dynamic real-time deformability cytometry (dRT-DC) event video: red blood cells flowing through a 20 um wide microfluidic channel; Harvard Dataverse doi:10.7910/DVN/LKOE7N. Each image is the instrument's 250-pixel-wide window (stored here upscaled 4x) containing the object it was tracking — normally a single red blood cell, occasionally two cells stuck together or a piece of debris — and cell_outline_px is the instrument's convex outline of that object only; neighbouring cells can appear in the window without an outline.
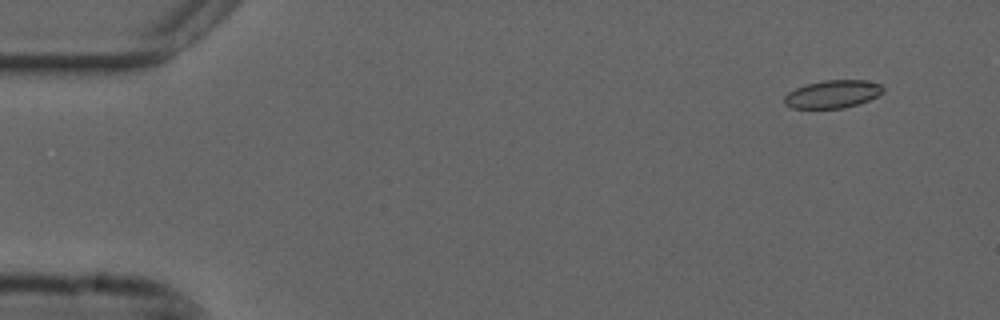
{"species": "common noctule bat (a hibernating species)", "species_latin": "Nyctalus noctula", "temperature_condition": "cold", "stored_images_in_passage": 56, "camera_frame_rate_fps": 3000, "um_per_image_px": 0.085, "animal": {"sex": "male", "forearm_length_mm": 52.5}, "frame": {"image": 1, "passage_image": 5, "time_ms": 1.333, "image_size_px": [1000, 320], "cell_outline_px": [[884, 92], [868, 100], [844, 108], [792, 108], [784, 104], [784, 96], [788, 92], [796, 88], [808, 84], [824, 80], [868, 80], [880, 84], [884, 88]], "centroid_in_image_um": [70.77, 7.99], "position_along_channel_um": 14.2, "area_um2": 15.95}}
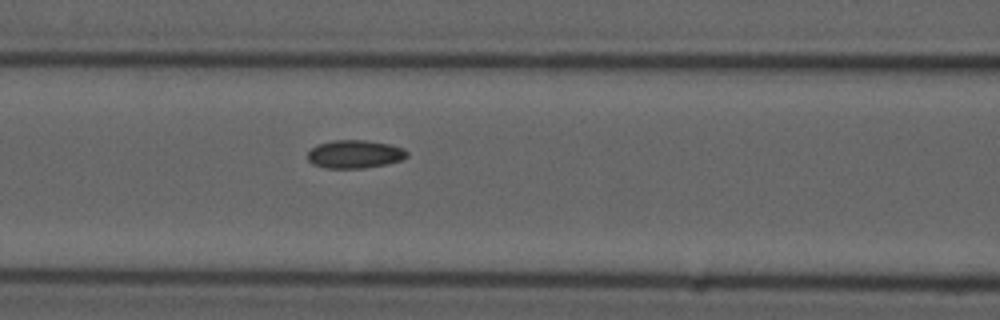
{"frame": {"image": 2, "passage_image": 24, "time_ms": 7.667, "image_size_px": [1000, 320], "cell_outline_px": [[408, 156], [404, 160], [388, 164], [364, 168], [324, 168], [312, 164], [308, 160], [308, 152], [316, 144], [332, 140], [364, 140], [392, 144], [404, 148], [408, 152]], "centroid_in_image_um": [30.19, 13.1], "position_along_channel_um": 136.4, "area_um2": 16.65}}
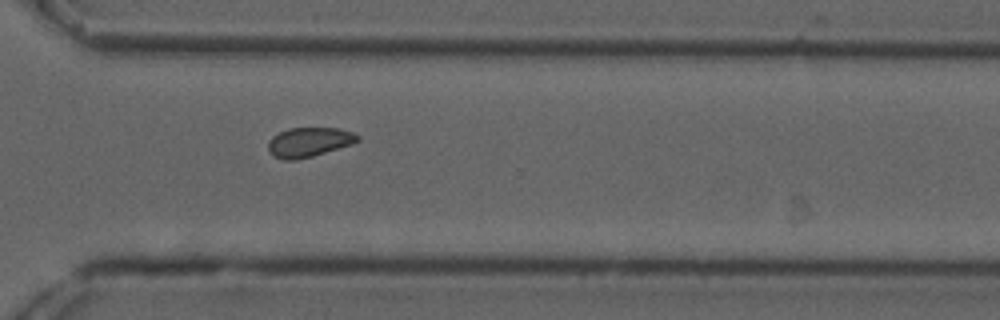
{"frame": {"image": 3, "passage_image": 41, "time_ms": 13.333, "image_size_px": [1000, 320], "cell_outline_px": [[360, 140], [352, 144], [312, 156], [296, 160], [284, 160], [272, 156], [268, 152], [268, 140], [272, 136], [288, 128], [336, 128], [352, 132], [360, 136]], "centroid_in_image_um": [26.23, 12.08], "position_along_channel_um": 344.4, "area_um2": 15.43}, "authors_computed_cell_mechanics": {"area_um2": 15.8661, "velocity_mm_per_s": 3.6752, "shape_relaxation_time_tau1_ms": null, "shape_relaxation_time_tau2_ms": 3.193, "deformation_change_tau1": null, "deformation_change_tau2": 0.075}}